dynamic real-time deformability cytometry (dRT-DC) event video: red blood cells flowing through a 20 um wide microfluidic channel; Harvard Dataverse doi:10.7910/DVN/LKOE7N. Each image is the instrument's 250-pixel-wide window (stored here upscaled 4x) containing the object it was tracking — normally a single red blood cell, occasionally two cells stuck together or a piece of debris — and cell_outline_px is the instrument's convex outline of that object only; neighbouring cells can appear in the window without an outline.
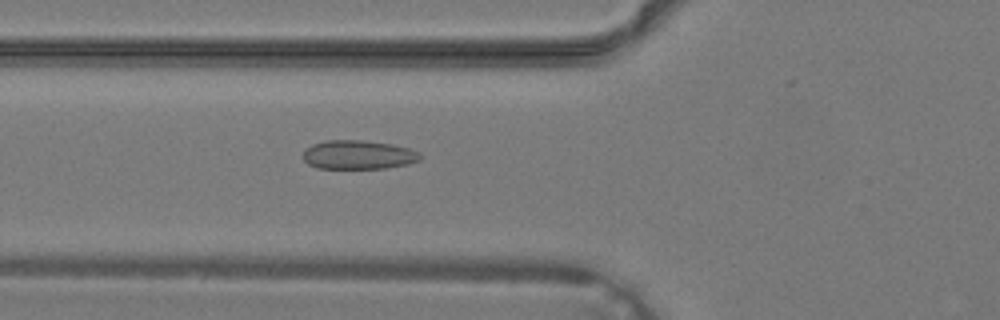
{"species": "common noctule bat (a hibernating species)", "species_latin": "Nyctalus noctula", "temperature_condition": "warm", "stored_images_in_passage": 33, "camera_frame_rate_fps": 3000, "um_per_image_px": 0.085, "animal": {"sex": "male", "body_mass_g": 19.2, "forearm_length_mm": 51.8}, "frame": {"image": 1, "passage_image": 9, "time_ms": 2.667, "image_size_px": [1000, 320], "cell_outline_px": [[420, 160], [408, 164], [384, 168], [316, 168], [308, 164], [304, 160], [304, 152], [312, 144], [324, 140], [364, 140], [392, 144], [408, 148], [420, 152]], "centroid_in_image_um": [30.46, 13.15], "position_along_channel_um": 95.3, "area_um2": 19.71}}
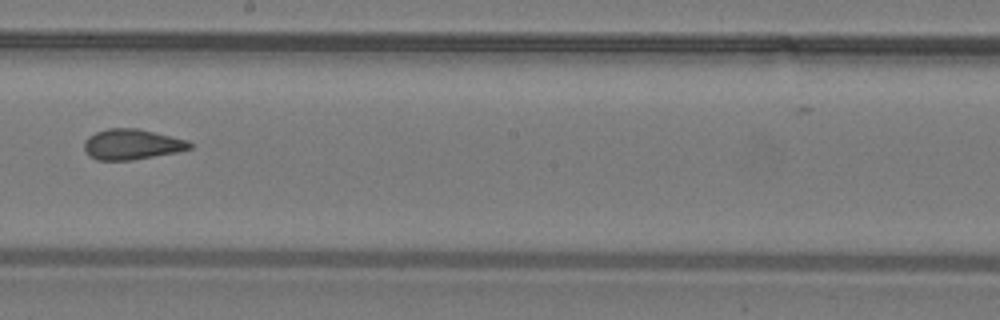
{"frame": {"image": 2, "passage_image": 17, "time_ms": 5.333, "image_size_px": [1000, 320], "cell_outline_px": [[192, 148], [176, 152], [132, 160], [96, 160], [88, 156], [84, 152], [84, 140], [88, 136], [96, 132], [108, 128], [136, 128], [188, 140], [192, 144]], "centroid_in_image_um": [11.16, 12.27], "position_along_channel_um": 237.0, "area_um2": 18.79}}
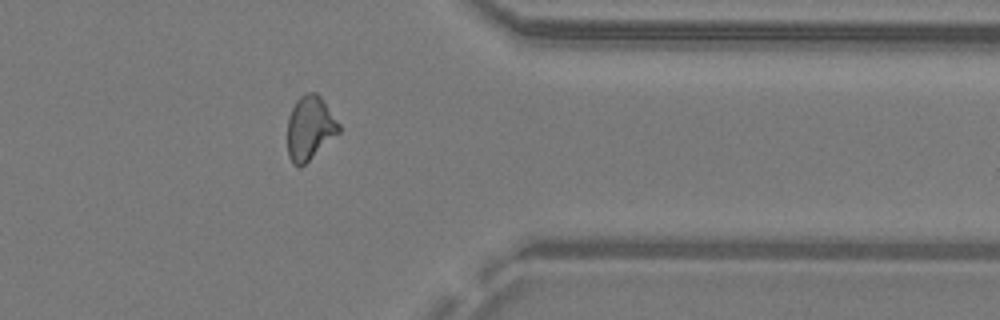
{"frame": {"image": 3, "passage_image": 26, "time_ms": 8.333, "image_size_px": [1000, 320], "cell_outline_px": [[340, 132], [300, 168], [292, 164], [288, 156], [288, 116], [296, 100], [300, 96], [308, 92], [316, 92], [320, 96], [340, 124]], "centroid_in_image_um": [26.33, 10.89], "position_along_channel_um": 385.1, "area_um2": 19.13}}